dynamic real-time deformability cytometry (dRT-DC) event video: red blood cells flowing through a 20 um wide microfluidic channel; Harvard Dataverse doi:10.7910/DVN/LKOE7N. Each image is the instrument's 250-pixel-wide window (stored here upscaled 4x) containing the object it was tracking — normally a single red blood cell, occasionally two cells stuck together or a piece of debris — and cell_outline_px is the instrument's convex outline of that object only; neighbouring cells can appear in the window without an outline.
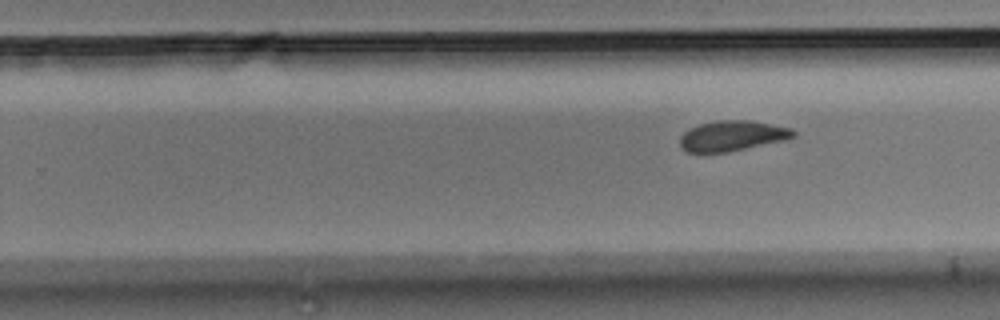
{"species": "Egyptian fruit bat (a non-hibernating species)", "species_latin": "Rousettus aegyptiacus", "temperature_condition": "room temperature", "stored_images_in_passage": 10, "segment_of_instrument_passage": [2, 2], "camera_frame_rate_fps": 3000, "um_per_image_px": 0.085, "animal": {"sex": "male"}, "frame": {"image": 1, "passage_image": 10, "time_ms": 3.0, "image_size_px": [1000, 320], "cell_outline_px": [[796, 136], [788, 140], [728, 152], [688, 152], [680, 148], [680, 136], [688, 128], [700, 124], [720, 120], [748, 120], [792, 128], [796, 132]], "centroid_in_image_um": [62.26, 11.55], "position_along_channel_um": 267.5, "area_um2": 20.23}}